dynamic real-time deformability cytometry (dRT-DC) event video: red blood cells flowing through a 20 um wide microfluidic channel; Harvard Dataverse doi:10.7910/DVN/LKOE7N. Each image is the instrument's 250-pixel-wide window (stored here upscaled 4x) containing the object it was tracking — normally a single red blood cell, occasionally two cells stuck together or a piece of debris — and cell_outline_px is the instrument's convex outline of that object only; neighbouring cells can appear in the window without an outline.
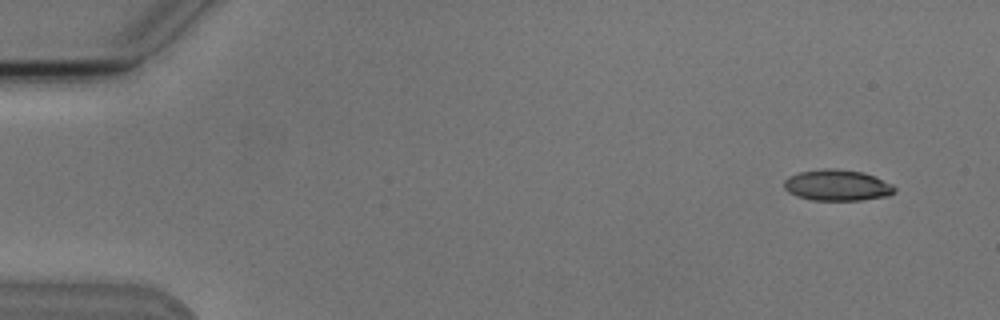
{"species": "Egyptian fruit bat (a non-hibernating species)", "species_latin": "Rousettus aegyptiacus", "temperature_condition": "cold", "stored_images_in_passage": 6, "camera_frame_rate_fps": 3000, "um_per_image_px": 0.085, "animal": {"sex": "male"}, "frame": {"image": 1, "passage_image": 1, "time_ms": 0.0, "image_size_px": [1000, 320], "cell_outline_px": [[896, 192], [888, 196], [860, 200], [812, 200], [796, 196], [788, 192], [784, 188], [784, 180], [788, 176], [800, 172], [820, 168], [836, 168], [864, 172], [892, 184], [896, 188]], "centroid_in_image_um": [71.15, 15.74], "position_along_channel_um": 13.8, "area_um2": 20.23}}
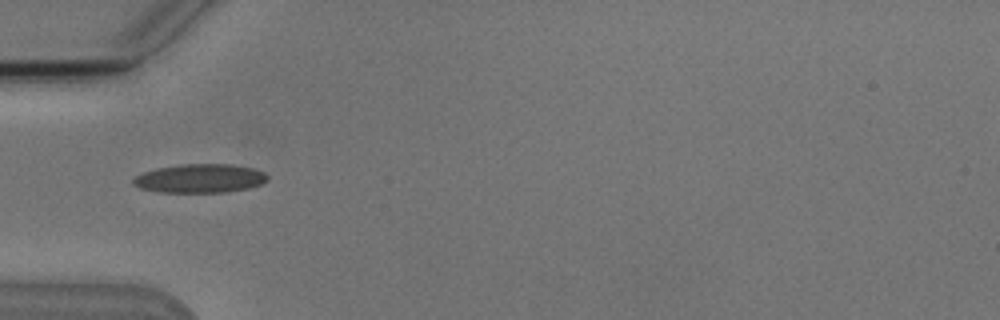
{"frame": {"image": 2, "passage_image": 5, "time_ms": 4.667, "image_size_px": [1000, 320], "cell_outline_px": [[268, 176], [260, 184], [248, 188], [228, 192], [160, 192], [140, 188], [132, 184], [132, 180], [136, 176], [144, 172], [156, 168], [180, 164], [228, 164], [252, 168], [264, 172]], "centroid_in_image_um": [16.96, 15.16], "position_along_channel_um": 68.0, "area_um2": 22.37}}